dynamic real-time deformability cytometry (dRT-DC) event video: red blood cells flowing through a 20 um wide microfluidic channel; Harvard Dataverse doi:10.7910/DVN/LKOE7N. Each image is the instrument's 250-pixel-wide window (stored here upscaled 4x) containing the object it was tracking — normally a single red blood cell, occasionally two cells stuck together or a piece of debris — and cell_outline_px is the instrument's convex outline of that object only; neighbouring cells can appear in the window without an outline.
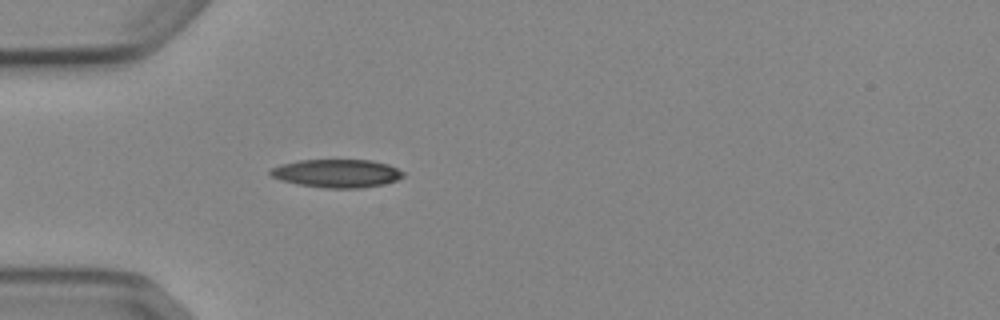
{"species": "Egyptian fruit bat (a non-hibernating species)", "species_latin": "Rousettus aegyptiacus", "temperature_condition": "cold", "stored_images_in_passage": 13, "camera_frame_rate_fps": 3000, "um_per_image_px": 0.085, "animal": {"sex": "female"}, "frame": {"image": 1, "passage_image": 6, "time_ms": 1.667, "image_size_px": [1000, 320], "cell_outline_px": [[404, 176], [396, 180], [384, 184], [360, 188], [324, 188], [300, 184], [280, 180], [272, 176], [268, 172], [272, 168], [280, 164], [300, 160], [372, 160], [388, 164], [404, 172]], "centroid_in_image_um": [28.64, 14.73], "position_along_channel_um": 56.4, "area_um2": 21.79}}